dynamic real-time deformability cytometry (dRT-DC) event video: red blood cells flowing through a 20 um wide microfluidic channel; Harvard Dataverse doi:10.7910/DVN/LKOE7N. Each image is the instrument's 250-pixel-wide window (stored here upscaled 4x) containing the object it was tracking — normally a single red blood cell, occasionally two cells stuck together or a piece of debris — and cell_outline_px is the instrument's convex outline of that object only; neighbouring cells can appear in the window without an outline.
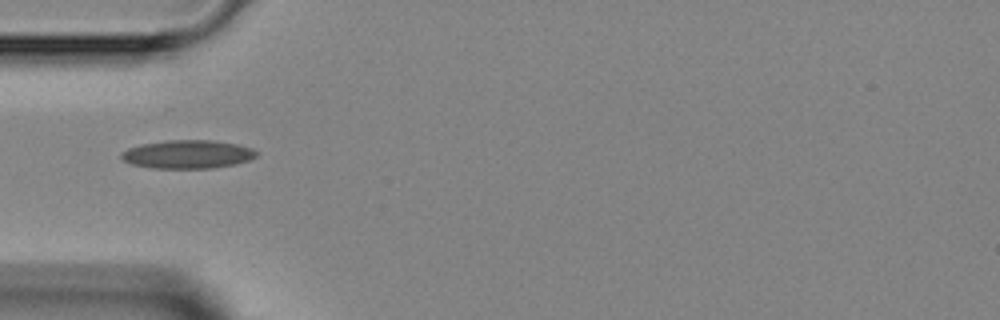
{"species": "Egyptian fruit bat (a non-hibernating species)", "species_latin": "Rousettus aegyptiacus", "temperature_condition": "room temperature", "stored_images_in_passage": 3, "camera_frame_rate_fps": 3000, "um_per_image_px": 0.085, "animal": {"sex": "female"}, "frame": {"image": 1, "passage_image": 3, "time_ms": 3.0, "image_size_px": [1000, 320], "cell_outline_px": [[256, 156], [248, 160], [236, 164], [212, 168], [152, 168], [132, 164], [124, 160], [120, 156], [120, 152], [128, 148], [140, 144], [168, 140], [212, 140], [236, 144], [252, 148], [256, 152]], "centroid_in_image_um": [15.92, 13.11], "position_along_channel_um": 69.1, "area_um2": 22.31}}